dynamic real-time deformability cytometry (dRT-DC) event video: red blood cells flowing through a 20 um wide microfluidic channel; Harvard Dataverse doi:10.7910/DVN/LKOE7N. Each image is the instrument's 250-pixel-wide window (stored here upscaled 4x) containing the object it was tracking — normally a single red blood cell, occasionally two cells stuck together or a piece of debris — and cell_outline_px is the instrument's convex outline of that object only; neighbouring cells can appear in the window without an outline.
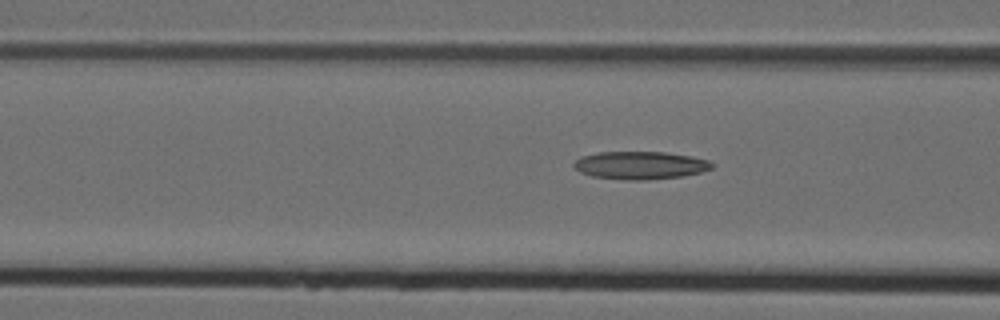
{"species": "Egyptian fruit bat (a non-hibernating species)", "species_latin": "Rousettus aegyptiacus", "temperature_condition": "cold", "stored_images_in_passage": 9, "segment_of_instrument_passage": [2, 2], "camera_frame_rate_fps": 3000, "um_per_image_px": 0.085, "animal": {"sex": "female"}, "frame": {"image": 1, "passage_image": 9, "time_ms": 2.667, "image_size_px": [1000, 320], "cell_outline_px": [[716, 164], [712, 168], [700, 172], [684, 176], [648, 180], [628, 180], [592, 176], [580, 172], [572, 164], [580, 156], [600, 152], [664, 152], [692, 156], [708, 160]], "centroid_in_image_um": [54.44, 14.05], "position_along_channel_um": 112.2, "area_um2": 22.48}}